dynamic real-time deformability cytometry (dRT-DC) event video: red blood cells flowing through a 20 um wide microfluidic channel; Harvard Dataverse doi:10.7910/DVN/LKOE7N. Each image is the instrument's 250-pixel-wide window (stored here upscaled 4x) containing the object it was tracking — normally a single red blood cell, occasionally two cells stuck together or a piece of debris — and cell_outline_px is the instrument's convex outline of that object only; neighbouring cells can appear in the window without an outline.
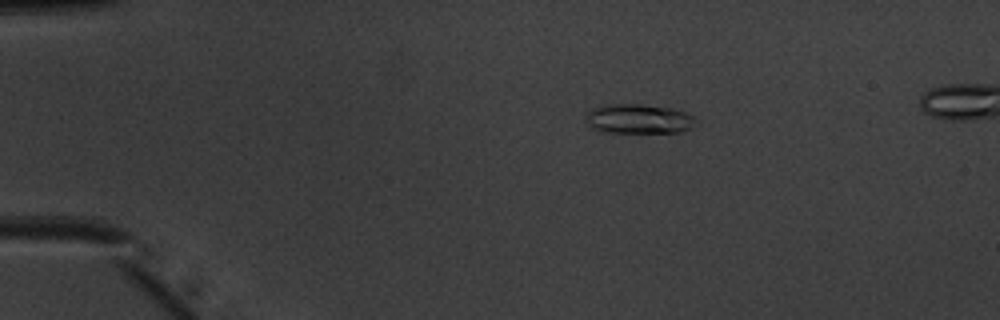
{"species": "common noctule bat (a hibernating species)", "species_latin": "Nyctalus noctula", "temperature_condition": "warm", "stored_images_in_passage": 52, "camera_frame_rate_fps": 3000, "um_per_image_px": 0.085, "animal": {"sex": "male", "body_mass_g": 20.1, "forearm_length_mm": 53.5}, "frame": {"image": 1, "passage_image": 11, "time_ms": 3.333, "image_size_px": [1000, 320], "cell_outline_px": [[700, 120], [692, 128], [680, 132], [604, 132], [592, 128], [588, 124], [588, 112], [592, 108], [608, 104], [640, 104], [672, 108], [696, 116]], "centroid_in_image_um": [54.37, 10.1], "position_along_channel_um": 30.6, "area_um2": 19.02}}
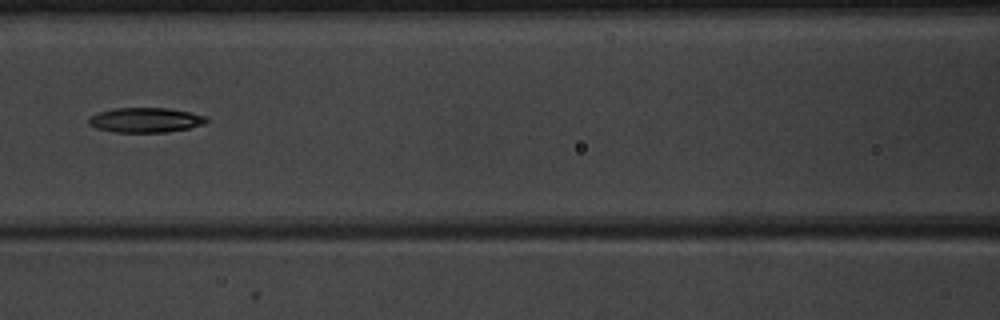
{"frame": {"image": 2, "passage_image": 25, "time_ms": 8.0, "image_size_px": [1000, 320], "cell_outline_px": [[208, 120], [204, 124], [188, 128], [168, 132], [112, 132], [96, 128], [88, 124], [88, 116], [100, 112], [116, 108], [168, 108], [208, 116]], "centroid_in_image_um": [12.35, 10.21], "position_along_channel_um": 154.2, "area_um2": 17.05}}
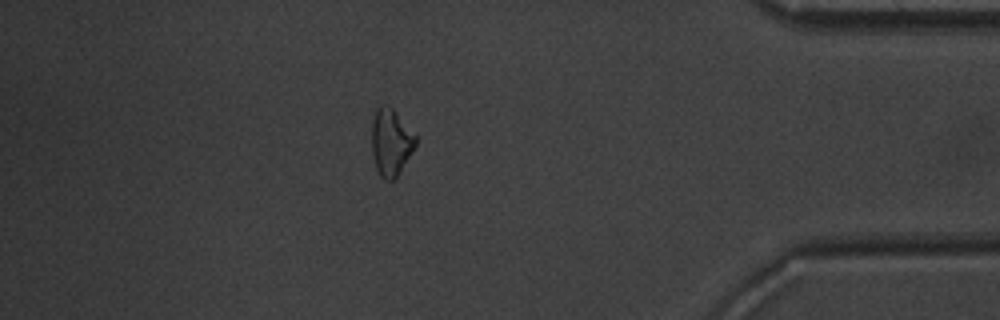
{"frame": {"image": 3, "passage_image": 46, "time_ms": 15.0, "image_size_px": [1000, 320], "cell_outline_px": [[416, 144], [412, 152], [396, 176], [392, 180], [384, 180], [380, 176], [376, 168], [372, 156], [372, 120], [376, 108], [380, 104], [388, 104], [396, 112], [416, 136]], "centroid_in_image_um": [33.19, 12.06], "position_along_channel_um": 402.0, "area_um2": 17.05}}